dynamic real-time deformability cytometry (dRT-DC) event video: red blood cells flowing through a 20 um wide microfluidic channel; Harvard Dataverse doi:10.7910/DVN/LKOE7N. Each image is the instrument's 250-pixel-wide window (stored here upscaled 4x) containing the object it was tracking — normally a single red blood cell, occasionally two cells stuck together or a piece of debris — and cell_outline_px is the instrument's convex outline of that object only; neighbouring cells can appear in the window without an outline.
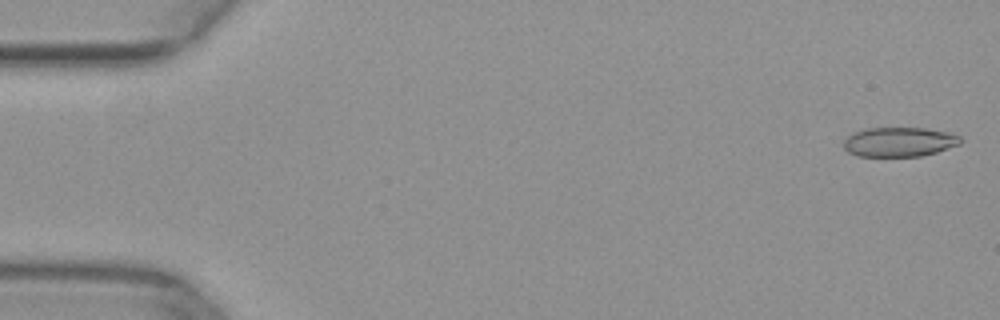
{"species": "common noctule bat (a hibernating species)", "species_latin": "Nyctalus noctula", "temperature_condition": "warm", "stored_images_in_passage": 13, "camera_frame_rate_fps": 3000, "um_per_image_px": 0.085, "animal": {"sex": "female", "body_mass_g": 29.2, "forearm_length_mm": 56.3}, "frame": {"image": 1, "passage_image": 1, "time_ms": 0.0, "image_size_px": [1000, 320], "cell_outline_px": [[964, 140], [960, 144], [936, 152], [920, 156], [860, 156], [848, 152], [844, 148], [844, 140], [852, 132], [868, 128], [928, 128], [948, 132], [960, 136]], "centroid_in_image_um": [76.45, 12.05], "position_along_channel_um": 8.5, "area_um2": 20.11}}